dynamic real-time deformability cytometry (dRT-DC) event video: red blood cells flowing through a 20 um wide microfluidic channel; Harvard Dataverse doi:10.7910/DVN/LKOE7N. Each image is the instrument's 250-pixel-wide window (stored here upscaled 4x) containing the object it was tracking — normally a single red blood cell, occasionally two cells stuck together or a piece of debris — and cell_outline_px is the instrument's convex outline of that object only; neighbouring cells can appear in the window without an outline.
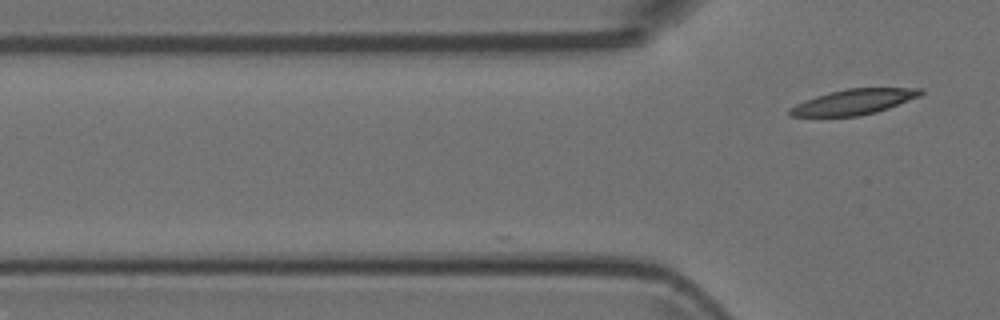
{"species": "Egyptian fruit bat (a non-hibernating species)", "species_latin": "Rousettus aegyptiacus", "temperature_condition": "room temperature", "stored_images_in_passage": 2, "camera_frame_rate_fps": 3000, "um_per_image_px": 0.085, "animal": {"sex": "female"}, "frame": {"image": 1, "passage_image": 2, "time_ms": 0.333, "image_size_px": [1000, 320], "cell_outline_px": [[924, 92], [920, 96], [888, 108], [876, 112], [856, 116], [788, 116], [788, 108], [796, 104], [816, 96], [848, 88], [924, 88]], "centroid_in_image_um": [72.58, 8.66], "position_along_channel_um": 53.2, "area_um2": 19.13}}